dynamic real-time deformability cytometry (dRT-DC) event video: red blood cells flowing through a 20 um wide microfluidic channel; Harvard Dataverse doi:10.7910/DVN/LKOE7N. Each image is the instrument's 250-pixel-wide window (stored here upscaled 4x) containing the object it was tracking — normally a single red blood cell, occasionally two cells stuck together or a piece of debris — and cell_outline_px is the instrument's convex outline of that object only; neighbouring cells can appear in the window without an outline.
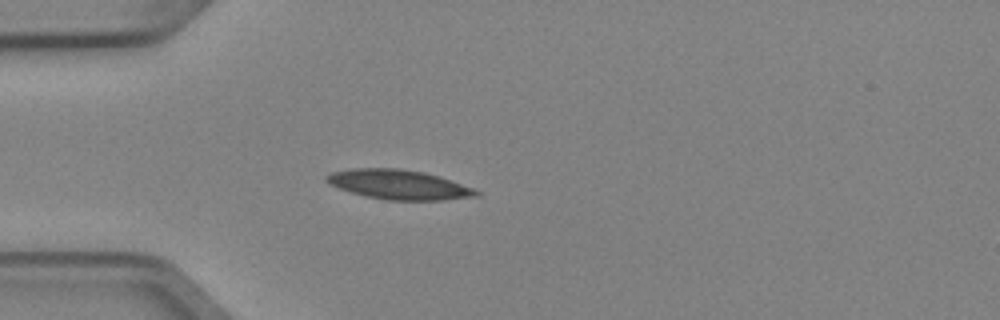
{"species": "Egyptian fruit bat (a non-hibernating species)", "species_latin": "Rousettus aegyptiacus", "temperature_condition": "cold", "stored_images_in_passage": 4, "camera_frame_rate_fps": 3000, "um_per_image_px": 0.085, "animal": {"sex": "female"}, "frame": {"image": 1, "passage_image": 4, "time_ms": 1.0, "image_size_px": [1000, 320], "cell_outline_px": [[480, 196], [440, 200], [388, 200], [368, 196], [352, 192], [340, 188], [324, 180], [324, 176], [332, 172], [352, 168], [400, 168], [424, 172], [440, 176], [476, 188], [480, 192]], "centroid_in_image_um": [33.96, 15.68], "position_along_channel_um": 51.0, "area_um2": 25.84}}